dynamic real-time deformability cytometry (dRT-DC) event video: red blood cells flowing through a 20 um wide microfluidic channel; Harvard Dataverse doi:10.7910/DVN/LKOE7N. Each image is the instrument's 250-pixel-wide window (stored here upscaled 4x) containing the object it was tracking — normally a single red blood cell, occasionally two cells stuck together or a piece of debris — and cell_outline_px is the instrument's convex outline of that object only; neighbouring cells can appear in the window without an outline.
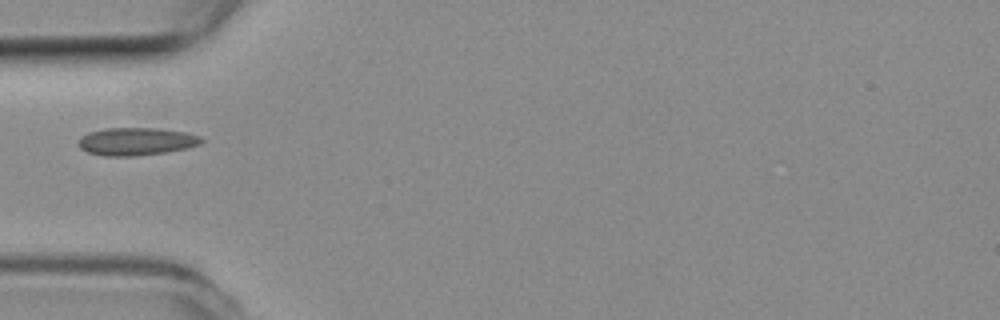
{"species": "common noctule bat (a hibernating species)", "species_latin": "Nyctalus noctula", "temperature_condition": "room temperature", "stored_images_in_passage": 38, "camera_frame_rate_fps": 3000, "um_per_image_px": 0.085, "animal": {"sex": "female", "body_mass_g": 19.3, "forearm_length_mm": 54.1}, "frame": {"image": 1, "passage_image": 1, "time_ms": 0.0, "image_size_px": [1000, 320], "cell_outline_px": [[204, 140], [200, 144], [188, 148], [164, 152], [136, 156], [104, 156], [88, 152], [80, 148], [80, 136], [88, 132], [108, 128], [160, 128], [184, 132], [200, 136]], "centroid_in_image_um": [11.6, 12.02], "position_along_channel_um": 73.4, "area_um2": 19.83}}
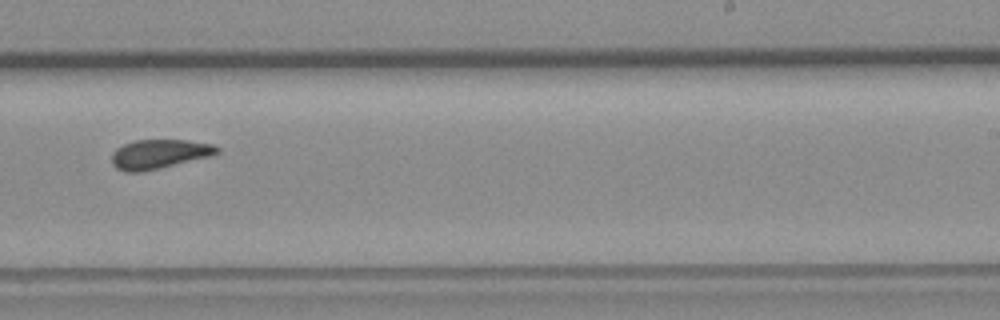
{"frame": {"image": 2, "passage_image": 17, "time_ms": 5.333, "image_size_px": [1000, 320], "cell_outline_px": [[220, 152], [212, 156], [160, 168], [140, 172], [124, 172], [116, 168], [112, 164], [112, 152], [116, 148], [124, 144], [136, 140], [188, 140], [212, 144], [220, 148]], "centroid_in_image_um": [13.54, 13.1], "position_along_channel_um": 275.5, "area_um2": 18.09}}
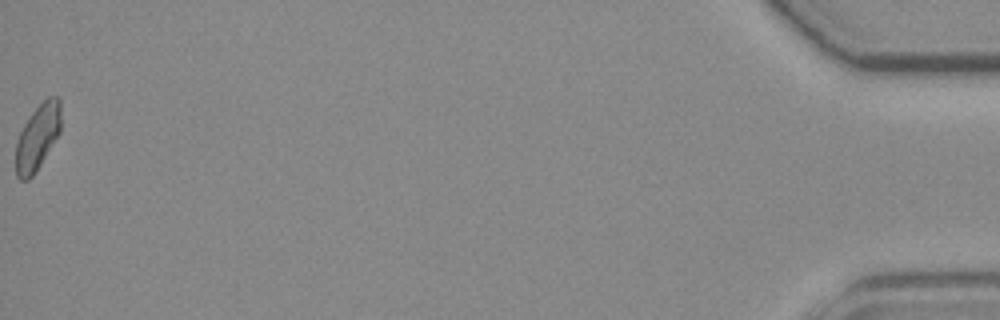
{"frame": {"image": 3, "passage_image": 38, "time_ms": 12.333, "image_size_px": [1000, 320], "cell_outline_px": [[60, 132], [36, 172], [28, 180], [20, 180], [16, 176], [16, 140], [24, 124], [32, 112], [48, 96], [60, 96]], "centroid_in_image_um": [3.19, 11.66], "position_along_channel_um": 432.0, "area_um2": 17.28}}